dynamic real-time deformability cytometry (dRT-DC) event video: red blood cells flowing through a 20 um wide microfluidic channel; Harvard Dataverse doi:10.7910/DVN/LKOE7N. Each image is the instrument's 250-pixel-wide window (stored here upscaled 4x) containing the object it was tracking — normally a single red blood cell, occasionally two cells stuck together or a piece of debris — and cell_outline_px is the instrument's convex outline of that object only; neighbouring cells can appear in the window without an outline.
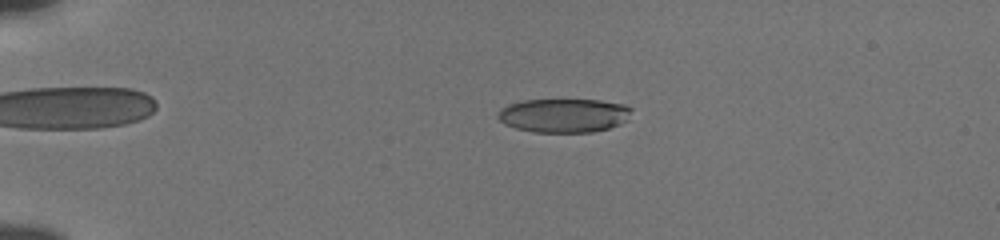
{"species": "human", "species_latin": "Homo sapiens", "temperature_condition": "cold", "stored_images_in_passage": 55, "camera_frame_rate_fps": 3000, "um_per_image_px": 0.085, "donor": {"sex": "male"}, "frame": {"image": 1, "passage_image": 13, "time_ms": 4.0, "image_size_px": [1000, 240], "cell_outline_px": [[632, 108], [628, 120], [620, 124], [608, 128], [592, 132], [532, 132], [516, 128], [504, 124], [496, 116], [496, 112], [500, 108], [508, 104], [524, 100], [600, 100], [624, 104]], "centroid_in_image_um": [47.91, 9.81], "position_along_channel_um": 37.1, "area_um2": 26.59}}
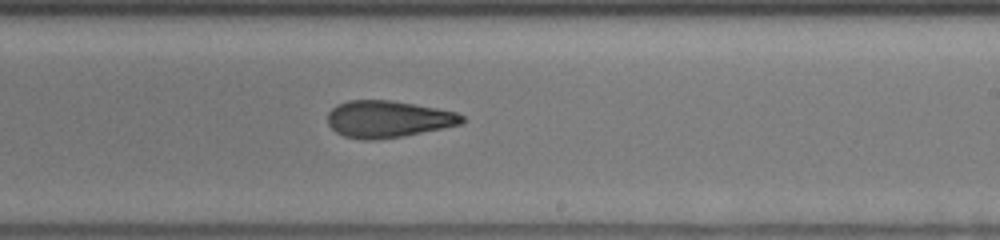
{"frame": {"image": 2, "passage_image": 35, "time_ms": 11.333, "image_size_px": [1000, 240], "cell_outline_px": [[464, 120], [460, 124], [444, 128], [404, 136], [372, 140], [368, 140], [344, 136], [336, 132], [328, 124], [328, 112], [336, 104], [348, 100], [392, 100], [436, 108], [456, 112], [464, 116]], "centroid_in_image_um": [32.97, 10.12], "position_along_channel_um": 256.0, "area_um2": 28.84}}
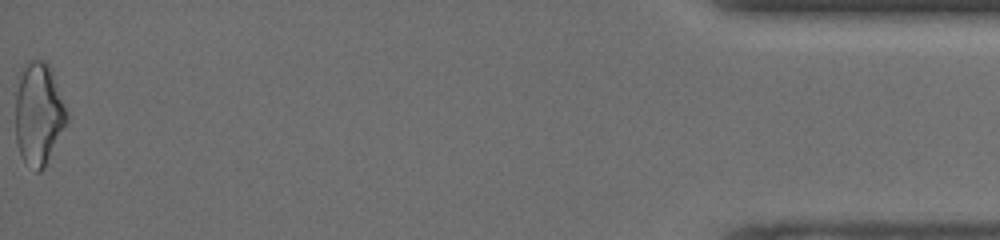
{"frame": {"image": 3, "passage_image": 55, "time_ms": 18.0, "image_size_px": [1000, 240], "cell_outline_px": [[68, 120], [44, 168], [40, 172], [36, 172], [20, 156], [16, 140], [16, 92], [20, 72], [28, 60], [44, 60], [52, 68], [68, 112]], "centroid_in_image_um": [3.29, 9.65], "position_along_channel_um": 431.9, "area_um2": 30.87}, "authors_computed_cell_mechanics": {"area_um2": 28.5532, "velocity_mm_per_s": 3.8626, "shape_relaxation_time_tau1_ms": 10.0347, "shape_relaxation_time_tau2_ms": 3.2156, "deformation_change_tau1": 0.2596, "deformation_change_tau2": 0.12}}